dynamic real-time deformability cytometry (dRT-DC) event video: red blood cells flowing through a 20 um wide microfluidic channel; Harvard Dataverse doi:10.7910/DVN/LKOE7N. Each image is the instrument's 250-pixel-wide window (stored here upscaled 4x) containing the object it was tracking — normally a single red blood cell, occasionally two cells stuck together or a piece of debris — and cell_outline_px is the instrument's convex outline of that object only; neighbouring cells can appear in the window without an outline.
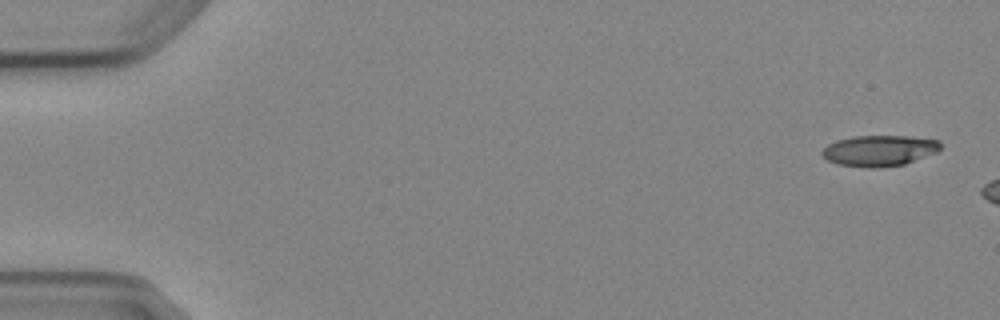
{"species": "Egyptian fruit bat (a non-hibernating species)", "species_latin": "Rousettus aegyptiacus", "temperature_condition": "cold", "stored_images_in_passage": 3, "camera_frame_rate_fps": 3000, "um_per_image_px": 0.085, "animal": {"sex": "female"}, "frame": {"image": 1, "passage_image": 1, "time_ms": 0.0, "image_size_px": [1000, 320], "cell_outline_px": [[940, 148], [936, 152], [904, 164], [880, 168], [868, 168], [840, 164], [828, 160], [820, 152], [828, 144], [836, 140], [852, 136], [908, 136], [940, 140]], "centroid_in_image_um": [74.73, 12.8], "position_along_channel_um": 10.3, "area_um2": 21.21}}